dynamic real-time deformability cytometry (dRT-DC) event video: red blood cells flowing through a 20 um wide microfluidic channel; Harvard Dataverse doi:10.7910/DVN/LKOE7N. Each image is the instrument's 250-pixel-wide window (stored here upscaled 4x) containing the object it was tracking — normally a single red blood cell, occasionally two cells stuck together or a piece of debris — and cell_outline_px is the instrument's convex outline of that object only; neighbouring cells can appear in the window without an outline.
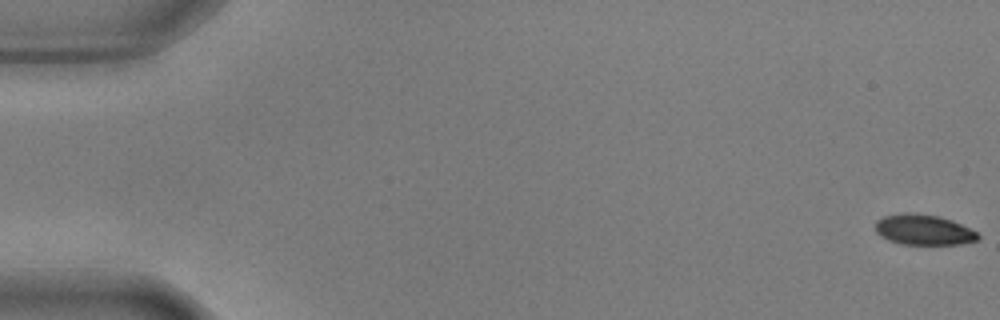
{"species": "common noctule bat (a hibernating species)", "species_latin": "Nyctalus noctula", "temperature_condition": "warm", "stored_images_in_passage": 14, "camera_frame_rate_fps": 3000, "um_per_image_px": 0.085, "animal": {"sex": "male", "body_mass_g": 17.9, "forearm_length_mm": 54.2}, "frame": {"image": 1, "passage_image": 1, "time_ms": 0.0, "image_size_px": [1000, 320], "cell_outline_px": [[980, 236], [976, 240], [960, 244], [900, 244], [888, 240], [880, 236], [876, 232], [876, 220], [884, 216], [904, 212], [912, 212], [940, 216], [952, 220], [976, 232]], "centroid_in_image_um": [78.46, 19.52], "position_along_channel_um": 6.5, "area_um2": 18.21}}